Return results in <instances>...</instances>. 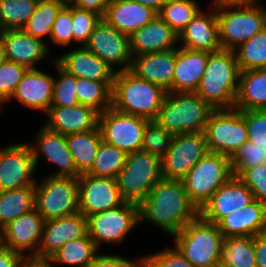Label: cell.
<instances>
[{
	"instance_id": "cell-4",
	"label": "cell",
	"mask_w": 266,
	"mask_h": 267,
	"mask_svg": "<svg viewBox=\"0 0 266 267\" xmlns=\"http://www.w3.org/2000/svg\"><path fill=\"white\" fill-rule=\"evenodd\" d=\"M214 110L195 92H166L154 121L173 135L204 132Z\"/></svg>"
},
{
	"instance_id": "cell-21",
	"label": "cell",
	"mask_w": 266,
	"mask_h": 267,
	"mask_svg": "<svg viewBox=\"0 0 266 267\" xmlns=\"http://www.w3.org/2000/svg\"><path fill=\"white\" fill-rule=\"evenodd\" d=\"M0 42L4 46L7 60L27 69H35V64L50 56L49 44L27 34L23 29L2 31Z\"/></svg>"
},
{
	"instance_id": "cell-2",
	"label": "cell",
	"mask_w": 266,
	"mask_h": 267,
	"mask_svg": "<svg viewBox=\"0 0 266 267\" xmlns=\"http://www.w3.org/2000/svg\"><path fill=\"white\" fill-rule=\"evenodd\" d=\"M240 71L234 50L210 52L195 93L214 109L234 108Z\"/></svg>"
},
{
	"instance_id": "cell-37",
	"label": "cell",
	"mask_w": 266,
	"mask_h": 267,
	"mask_svg": "<svg viewBox=\"0 0 266 267\" xmlns=\"http://www.w3.org/2000/svg\"><path fill=\"white\" fill-rule=\"evenodd\" d=\"M127 155L125 151L102 141L95 155L93 166L87 173L116 179L125 165Z\"/></svg>"
},
{
	"instance_id": "cell-28",
	"label": "cell",
	"mask_w": 266,
	"mask_h": 267,
	"mask_svg": "<svg viewBox=\"0 0 266 267\" xmlns=\"http://www.w3.org/2000/svg\"><path fill=\"white\" fill-rule=\"evenodd\" d=\"M224 238L255 236L266 232V205L254 199L225 216L219 223Z\"/></svg>"
},
{
	"instance_id": "cell-52",
	"label": "cell",
	"mask_w": 266,
	"mask_h": 267,
	"mask_svg": "<svg viewBox=\"0 0 266 267\" xmlns=\"http://www.w3.org/2000/svg\"><path fill=\"white\" fill-rule=\"evenodd\" d=\"M114 0H73L71 5L85 10L97 12L104 16L106 9Z\"/></svg>"
},
{
	"instance_id": "cell-47",
	"label": "cell",
	"mask_w": 266,
	"mask_h": 267,
	"mask_svg": "<svg viewBox=\"0 0 266 267\" xmlns=\"http://www.w3.org/2000/svg\"><path fill=\"white\" fill-rule=\"evenodd\" d=\"M142 267H195L175 247H167L158 253L142 256Z\"/></svg>"
},
{
	"instance_id": "cell-19",
	"label": "cell",
	"mask_w": 266,
	"mask_h": 267,
	"mask_svg": "<svg viewBox=\"0 0 266 267\" xmlns=\"http://www.w3.org/2000/svg\"><path fill=\"white\" fill-rule=\"evenodd\" d=\"M35 166L39 163L41 155L52 165H57L56 171L51 176L78 177L72 154L70 153L65 135L53 132L44 125L35 136L33 143H29Z\"/></svg>"
},
{
	"instance_id": "cell-7",
	"label": "cell",
	"mask_w": 266,
	"mask_h": 267,
	"mask_svg": "<svg viewBox=\"0 0 266 267\" xmlns=\"http://www.w3.org/2000/svg\"><path fill=\"white\" fill-rule=\"evenodd\" d=\"M258 3L215 7L222 49L234 50L266 28V8Z\"/></svg>"
},
{
	"instance_id": "cell-12",
	"label": "cell",
	"mask_w": 266,
	"mask_h": 267,
	"mask_svg": "<svg viewBox=\"0 0 266 267\" xmlns=\"http://www.w3.org/2000/svg\"><path fill=\"white\" fill-rule=\"evenodd\" d=\"M150 120L127 114L113 107L99 115L102 141L114 145L127 154L141 150L143 133Z\"/></svg>"
},
{
	"instance_id": "cell-22",
	"label": "cell",
	"mask_w": 266,
	"mask_h": 267,
	"mask_svg": "<svg viewBox=\"0 0 266 267\" xmlns=\"http://www.w3.org/2000/svg\"><path fill=\"white\" fill-rule=\"evenodd\" d=\"M209 7V12L204 13L201 9L179 33V44L182 48L207 52L222 49L219 41L216 9L215 7H212V9L211 6Z\"/></svg>"
},
{
	"instance_id": "cell-32",
	"label": "cell",
	"mask_w": 266,
	"mask_h": 267,
	"mask_svg": "<svg viewBox=\"0 0 266 267\" xmlns=\"http://www.w3.org/2000/svg\"><path fill=\"white\" fill-rule=\"evenodd\" d=\"M77 171L87 173L93 166L98 147L102 142L99 127L90 131L65 135Z\"/></svg>"
},
{
	"instance_id": "cell-14",
	"label": "cell",
	"mask_w": 266,
	"mask_h": 267,
	"mask_svg": "<svg viewBox=\"0 0 266 267\" xmlns=\"http://www.w3.org/2000/svg\"><path fill=\"white\" fill-rule=\"evenodd\" d=\"M85 47L116 72L131 68L133 56L130 37L109 25L104 19L95 27ZM118 66L121 67L117 69Z\"/></svg>"
},
{
	"instance_id": "cell-56",
	"label": "cell",
	"mask_w": 266,
	"mask_h": 267,
	"mask_svg": "<svg viewBox=\"0 0 266 267\" xmlns=\"http://www.w3.org/2000/svg\"><path fill=\"white\" fill-rule=\"evenodd\" d=\"M21 267H55L46 259L25 258Z\"/></svg>"
},
{
	"instance_id": "cell-31",
	"label": "cell",
	"mask_w": 266,
	"mask_h": 267,
	"mask_svg": "<svg viewBox=\"0 0 266 267\" xmlns=\"http://www.w3.org/2000/svg\"><path fill=\"white\" fill-rule=\"evenodd\" d=\"M234 108L266 110V68L240 71Z\"/></svg>"
},
{
	"instance_id": "cell-38",
	"label": "cell",
	"mask_w": 266,
	"mask_h": 267,
	"mask_svg": "<svg viewBox=\"0 0 266 267\" xmlns=\"http://www.w3.org/2000/svg\"><path fill=\"white\" fill-rule=\"evenodd\" d=\"M65 4L58 0H45L37 3L34 13L22 28L27 34L43 40L50 38L51 28L57 13Z\"/></svg>"
},
{
	"instance_id": "cell-1",
	"label": "cell",
	"mask_w": 266,
	"mask_h": 267,
	"mask_svg": "<svg viewBox=\"0 0 266 267\" xmlns=\"http://www.w3.org/2000/svg\"><path fill=\"white\" fill-rule=\"evenodd\" d=\"M199 216L180 180L161 179L139 205V218L150 222L170 236L179 233Z\"/></svg>"
},
{
	"instance_id": "cell-43",
	"label": "cell",
	"mask_w": 266,
	"mask_h": 267,
	"mask_svg": "<svg viewBox=\"0 0 266 267\" xmlns=\"http://www.w3.org/2000/svg\"><path fill=\"white\" fill-rule=\"evenodd\" d=\"M174 135L165 130L156 121L150 120L143 133L141 150L154 154L161 159L166 155Z\"/></svg>"
},
{
	"instance_id": "cell-8",
	"label": "cell",
	"mask_w": 266,
	"mask_h": 267,
	"mask_svg": "<svg viewBox=\"0 0 266 267\" xmlns=\"http://www.w3.org/2000/svg\"><path fill=\"white\" fill-rule=\"evenodd\" d=\"M233 175L230 157L208 152L181 181L189 199L200 211Z\"/></svg>"
},
{
	"instance_id": "cell-44",
	"label": "cell",
	"mask_w": 266,
	"mask_h": 267,
	"mask_svg": "<svg viewBox=\"0 0 266 267\" xmlns=\"http://www.w3.org/2000/svg\"><path fill=\"white\" fill-rule=\"evenodd\" d=\"M230 159L233 174L239 177L246 169L266 163V149L247 140Z\"/></svg>"
},
{
	"instance_id": "cell-29",
	"label": "cell",
	"mask_w": 266,
	"mask_h": 267,
	"mask_svg": "<svg viewBox=\"0 0 266 267\" xmlns=\"http://www.w3.org/2000/svg\"><path fill=\"white\" fill-rule=\"evenodd\" d=\"M157 16L153 8L132 0H114L103 19L121 33L130 36Z\"/></svg>"
},
{
	"instance_id": "cell-11",
	"label": "cell",
	"mask_w": 266,
	"mask_h": 267,
	"mask_svg": "<svg viewBox=\"0 0 266 267\" xmlns=\"http://www.w3.org/2000/svg\"><path fill=\"white\" fill-rule=\"evenodd\" d=\"M140 223L139 206L124 202L120 206L87 217L88 235L99 249L101 244H121Z\"/></svg>"
},
{
	"instance_id": "cell-40",
	"label": "cell",
	"mask_w": 266,
	"mask_h": 267,
	"mask_svg": "<svg viewBox=\"0 0 266 267\" xmlns=\"http://www.w3.org/2000/svg\"><path fill=\"white\" fill-rule=\"evenodd\" d=\"M196 0H168L157 15L178 34L201 10Z\"/></svg>"
},
{
	"instance_id": "cell-20",
	"label": "cell",
	"mask_w": 266,
	"mask_h": 267,
	"mask_svg": "<svg viewBox=\"0 0 266 267\" xmlns=\"http://www.w3.org/2000/svg\"><path fill=\"white\" fill-rule=\"evenodd\" d=\"M87 234V217L80 212L44 221L37 259L48 260L61 246Z\"/></svg>"
},
{
	"instance_id": "cell-6",
	"label": "cell",
	"mask_w": 266,
	"mask_h": 267,
	"mask_svg": "<svg viewBox=\"0 0 266 267\" xmlns=\"http://www.w3.org/2000/svg\"><path fill=\"white\" fill-rule=\"evenodd\" d=\"M161 179V158L139 150L128 153L125 165L116 181L123 201L139 206Z\"/></svg>"
},
{
	"instance_id": "cell-46",
	"label": "cell",
	"mask_w": 266,
	"mask_h": 267,
	"mask_svg": "<svg viewBox=\"0 0 266 267\" xmlns=\"http://www.w3.org/2000/svg\"><path fill=\"white\" fill-rule=\"evenodd\" d=\"M26 71V67L9 60L0 66V108L11 98Z\"/></svg>"
},
{
	"instance_id": "cell-24",
	"label": "cell",
	"mask_w": 266,
	"mask_h": 267,
	"mask_svg": "<svg viewBox=\"0 0 266 267\" xmlns=\"http://www.w3.org/2000/svg\"><path fill=\"white\" fill-rule=\"evenodd\" d=\"M129 37L132 56L176 49L179 44V34L158 15Z\"/></svg>"
},
{
	"instance_id": "cell-34",
	"label": "cell",
	"mask_w": 266,
	"mask_h": 267,
	"mask_svg": "<svg viewBox=\"0 0 266 267\" xmlns=\"http://www.w3.org/2000/svg\"><path fill=\"white\" fill-rule=\"evenodd\" d=\"M93 240L87 234L85 237L71 240L61 246L48 259L50 263L66 264L77 267H88L99 253Z\"/></svg>"
},
{
	"instance_id": "cell-18",
	"label": "cell",
	"mask_w": 266,
	"mask_h": 267,
	"mask_svg": "<svg viewBox=\"0 0 266 267\" xmlns=\"http://www.w3.org/2000/svg\"><path fill=\"white\" fill-rule=\"evenodd\" d=\"M253 200L251 190L239 177L233 175L215 191L199 215L207 222L218 224L229 213L242 209Z\"/></svg>"
},
{
	"instance_id": "cell-23",
	"label": "cell",
	"mask_w": 266,
	"mask_h": 267,
	"mask_svg": "<svg viewBox=\"0 0 266 267\" xmlns=\"http://www.w3.org/2000/svg\"><path fill=\"white\" fill-rule=\"evenodd\" d=\"M176 49L133 56L130 71L138 78L173 92Z\"/></svg>"
},
{
	"instance_id": "cell-55",
	"label": "cell",
	"mask_w": 266,
	"mask_h": 267,
	"mask_svg": "<svg viewBox=\"0 0 266 267\" xmlns=\"http://www.w3.org/2000/svg\"><path fill=\"white\" fill-rule=\"evenodd\" d=\"M257 1L259 0H213L211 7L250 5L257 3Z\"/></svg>"
},
{
	"instance_id": "cell-39",
	"label": "cell",
	"mask_w": 266,
	"mask_h": 267,
	"mask_svg": "<svg viewBox=\"0 0 266 267\" xmlns=\"http://www.w3.org/2000/svg\"><path fill=\"white\" fill-rule=\"evenodd\" d=\"M241 71L266 68V28L234 49Z\"/></svg>"
},
{
	"instance_id": "cell-54",
	"label": "cell",
	"mask_w": 266,
	"mask_h": 267,
	"mask_svg": "<svg viewBox=\"0 0 266 267\" xmlns=\"http://www.w3.org/2000/svg\"><path fill=\"white\" fill-rule=\"evenodd\" d=\"M254 251L257 267H266V232L254 236Z\"/></svg>"
},
{
	"instance_id": "cell-48",
	"label": "cell",
	"mask_w": 266,
	"mask_h": 267,
	"mask_svg": "<svg viewBox=\"0 0 266 267\" xmlns=\"http://www.w3.org/2000/svg\"><path fill=\"white\" fill-rule=\"evenodd\" d=\"M50 40L63 47L68 46L73 41L71 4H65L57 13L51 28Z\"/></svg>"
},
{
	"instance_id": "cell-13",
	"label": "cell",
	"mask_w": 266,
	"mask_h": 267,
	"mask_svg": "<svg viewBox=\"0 0 266 267\" xmlns=\"http://www.w3.org/2000/svg\"><path fill=\"white\" fill-rule=\"evenodd\" d=\"M208 152L204 132L174 135L166 155L161 159L162 178L181 181Z\"/></svg>"
},
{
	"instance_id": "cell-27",
	"label": "cell",
	"mask_w": 266,
	"mask_h": 267,
	"mask_svg": "<svg viewBox=\"0 0 266 267\" xmlns=\"http://www.w3.org/2000/svg\"><path fill=\"white\" fill-rule=\"evenodd\" d=\"M55 61L77 78L93 81H114L116 71L85 46L56 57Z\"/></svg>"
},
{
	"instance_id": "cell-51",
	"label": "cell",
	"mask_w": 266,
	"mask_h": 267,
	"mask_svg": "<svg viewBox=\"0 0 266 267\" xmlns=\"http://www.w3.org/2000/svg\"><path fill=\"white\" fill-rule=\"evenodd\" d=\"M88 267H142V257L131 261L119 255H103L98 253Z\"/></svg>"
},
{
	"instance_id": "cell-59",
	"label": "cell",
	"mask_w": 266,
	"mask_h": 267,
	"mask_svg": "<svg viewBox=\"0 0 266 267\" xmlns=\"http://www.w3.org/2000/svg\"><path fill=\"white\" fill-rule=\"evenodd\" d=\"M4 247L3 244V228L0 227V249Z\"/></svg>"
},
{
	"instance_id": "cell-15",
	"label": "cell",
	"mask_w": 266,
	"mask_h": 267,
	"mask_svg": "<svg viewBox=\"0 0 266 267\" xmlns=\"http://www.w3.org/2000/svg\"><path fill=\"white\" fill-rule=\"evenodd\" d=\"M35 161L28 143L0 147V191L34 186Z\"/></svg>"
},
{
	"instance_id": "cell-5",
	"label": "cell",
	"mask_w": 266,
	"mask_h": 267,
	"mask_svg": "<svg viewBox=\"0 0 266 267\" xmlns=\"http://www.w3.org/2000/svg\"><path fill=\"white\" fill-rule=\"evenodd\" d=\"M173 238L174 246L195 267H219L224 237L218 224L199 215Z\"/></svg>"
},
{
	"instance_id": "cell-42",
	"label": "cell",
	"mask_w": 266,
	"mask_h": 267,
	"mask_svg": "<svg viewBox=\"0 0 266 267\" xmlns=\"http://www.w3.org/2000/svg\"><path fill=\"white\" fill-rule=\"evenodd\" d=\"M51 58L49 57L55 64L58 77H54L51 107H72L78 105L79 100L76 94L77 77L64 70L55 61V58Z\"/></svg>"
},
{
	"instance_id": "cell-58",
	"label": "cell",
	"mask_w": 266,
	"mask_h": 267,
	"mask_svg": "<svg viewBox=\"0 0 266 267\" xmlns=\"http://www.w3.org/2000/svg\"><path fill=\"white\" fill-rule=\"evenodd\" d=\"M7 61L6 53L3 44L0 42V66Z\"/></svg>"
},
{
	"instance_id": "cell-26",
	"label": "cell",
	"mask_w": 266,
	"mask_h": 267,
	"mask_svg": "<svg viewBox=\"0 0 266 267\" xmlns=\"http://www.w3.org/2000/svg\"><path fill=\"white\" fill-rule=\"evenodd\" d=\"M44 126L56 133L68 135L98 128L100 113L95 109L78 104L72 107H50L46 112Z\"/></svg>"
},
{
	"instance_id": "cell-36",
	"label": "cell",
	"mask_w": 266,
	"mask_h": 267,
	"mask_svg": "<svg viewBox=\"0 0 266 267\" xmlns=\"http://www.w3.org/2000/svg\"><path fill=\"white\" fill-rule=\"evenodd\" d=\"M114 81H93L77 78L76 94L79 104L91 107L99 113L112 106V86Z\"/></svg>"
},
{
	"instance_id": "cell-45",
	"label": "cell",
	"mask_w": 266,
	"mask_h": 267,
	"mask_svg": "<svg viewBox=\"0 0 266 267\" xmlns=\"http://www.w3.org/2000/svg\"><path fill=\"white\" fill-rule=\"evenodd\" d=\"M102 19L103 16L97 12L72 6L73 42L85 46L95 27Z\"/></svg>"
},
{
	"instance_id": "cell-25",
	"label": "cell",
	"mask_w": 266,
	"mask_h": 267,
	"mask_svg": "<svg viewBox=\"0 0 266 267\" xmlns=\"http://www.w3.org/2000/svg\"><path fill=\"white\" fill-rule=\"evenodd\" d=\"M53 85L51 74L37 68L27 69L8 102L15 98L29 109L46 113L52 104Z\"/></svg>"
},
{
	"instance_id": "cell-17",
	"label": "cell",
	"mask_w": 266,
	"mask_h": 267,
	"mask_svg": "<svg viewBox=\"0 0 266 267\" xmlns=\"http://www.w3.org/2000/svg\"><path fill=\"white\" fill-rule=\"evenodd\" d=\"M44 219L36 208L18 216L3 227V244L24 258L37 259ZM27 251H30L28 254ZM32 251V252H31Z\"/></svg>"
},
{
	"instance_id": "cell-33",
	"label": "cell",
	"mask_w": 266,
	"mask_h": 267,
	"mask_svg": "<svg viewBox=\"0 0 266 267\" xmlns=\"http://www.w3.org/2000/svg\"><path fill=\"white\" fill-rule=\"evenodd\" d=\"M35 208V186L0 191V227Z\"/></svg>"
},
{
	"instance_id": "cell-57",
	"label": "cell",
	"mask_w": 266,
	"mask_h": 267,
	"mask_svg": "<svg viewBox=\"0 0 266 267\" xmlns=\"http://www.w3.org/2000/svg\"><path fill=\"white\" fill-rule=\"evenodd\" d=\"M132 1L149 6L158 12L168 0H132Z\"/></svg>"
},
{
	"instance_id": "cell-50",
	"label": "cell",
	"mask_w": 266,
	"mask_h": 267,
	"mask_svg": "<svg viewBox=\"0 0 266 267\" xmlns=\"http://www.w3.org/2000/svg\"><path fill=\"white\" fill-rule=\"evenodd\" d=\"M239 178L251 190L254 199L266 205V163L246 169Z\"/></svg>"
},
{
	"instance_id": "cell-3",
	"label": "cell",
	"mask_w": 266,
	"mask_h": 267,
	"mask_svg": "<svg viewBox=\"0 0 266 267\" xmlns=\"http://www.w3.org/2000/svg\"><path fill=\"white\" fill-rule=\"evenodd\" d=\"M166 92L161 86L138 78L130 70L118 71L112 86V106L116 110L155 120Z\"/></svg>"
},
{
	"instance_id": "cell-60",
	"label": "cell",
	"mask_w": 266,
	"mask_h": 267,
	"mask_svg": "<svg viewBox=\"0 0 266 267\" xmlns=\"http://www.w3.org/2000/svg\"><path fill=\"white\" fill-rule=\"evenodd\" d=\"M63 2L64 4H71L73 0H58Z\"/></svg>"
},
{
	"instance_id": "cell-61",
	"label": "cell",
	"mask_w": 266,
	"mask_h": 267,
	"mask_svg": "<svg viewBox=\"0 0 266 267\" xmlns=\"http://www.w3.org/2000/svg\"><path fill=\"white\" fill-rule=\"evenodd\" d=\"M28 1H33V2L39 3V2H42V1H45V0H28Z\"/></svg>"
},
{
	"instance_id": "cell-9",
	"label": "cell",
	"mask_w": 266,
	"mask_h": 267,
	"mask_svg": "<svg viewBox=\"0 0 266 267\" xmlns=\"http://www.w3.org/2000/svg\"><path fill=\"white\" fill-rule=\"evenodd\" d=\"M34 186L35 208L44 221L79 212L78 177L47 176Z\"/></svg>"
},
{
	"instance_id": "cell-35",
	"label": "cell",
	"mask_w": 266,
	"mask_h": 267,
	"mask_svg": "<svg viewBox=\"0 0 266 267\" xmlns=\"http://www.w3.org/2000/svg\"><path fill=\"white\" fill-rule=\"evenodd\" d=\"M219 267H257L254 236L224 238Z\"/></svg>"
},
{
	"instance_id": "cell-16",
	"label": "cell",
	"mask_w": 266,
	"mask_h": 267,
	"mask_svg": "<svg viewBox=\"0 0 266 267\" xmlns=\"http://www.w3.org/2000/svg\"><path fill=\"white\" fill-rule=\"evenodd\" d=\"M78 183L79 212L86 217L124 203L116 179L83 173L78 176Z\"/></svg>"
},
{
	"instance_id": "cell-41",
	"label": "cell",
	"mask_w": 266,
	"mask_h": 267,
	"mask_svg": "<svg viewBox=\"0 0 266 267\" xmlns=\"http://www.w3.org/2000/svg\"><path fill=\"white\" fill-rule=\"evenodd\" d=\"M37 3L28 0H0L2 31L22 29L34 13Z\"/></svg>"
},
{
	"instance_id": "cell-10",
	"label": "cell",
	"mask_w": 266,
	"mask_h": 267,
	"mask_svg": "<svg viewBox=\"0 0 266 267\" xmlns=\"http://www.w3.org/2000/svg\"><path fill=\"white\" fill-rule=\"evenodd\" d=\"M204 134L209 152L231 158L248 140L244 111L235 108L215 109L209 117Z\"/></svg>"
},
{
	"instance_id": "cell-30",
	"label": "cell",
	"mask_w": 266,
	"mask_h": 267,
	"mask_svg": "<svg viewBox=\"0 0 266 267\" xmlns=\"http://www.w3.org/2000/svg\"><path fill=\"white\" fill-rule=\"evenodd\" d=\"M179 47L176 48L173 92H195L203 77L210 52Z\"/></svg>"
},
{
	"instance_id": "cell-49",
	"label": "cell",
	"mask_w": 266,
	"mask_h": 267,
	"mask_svg": "<svg viewBox=\"0 0 266 267\" xmlns=\"http://www.w3.org/2000/svg\"><path fill=\"white\" fill-rule=\"evenodd\" d=\"M248 140L266 149V110H245Z\"/></svg>"
},
{
	"instance_id": "cell-53",
	"label": "cell",
	"mask_w": 266,
	"mask_h": 267,
	"mask_svg": "<svg viewBox=\"0 0 266 267\" xmlns=\"http://www.w3.org/2000/svg\"><path fill=\"white\" fill-rule=\"evenodd\" d=\"M25 258L7 247L0 249V267H21Z\"/></svg>"
}]
</instances>
